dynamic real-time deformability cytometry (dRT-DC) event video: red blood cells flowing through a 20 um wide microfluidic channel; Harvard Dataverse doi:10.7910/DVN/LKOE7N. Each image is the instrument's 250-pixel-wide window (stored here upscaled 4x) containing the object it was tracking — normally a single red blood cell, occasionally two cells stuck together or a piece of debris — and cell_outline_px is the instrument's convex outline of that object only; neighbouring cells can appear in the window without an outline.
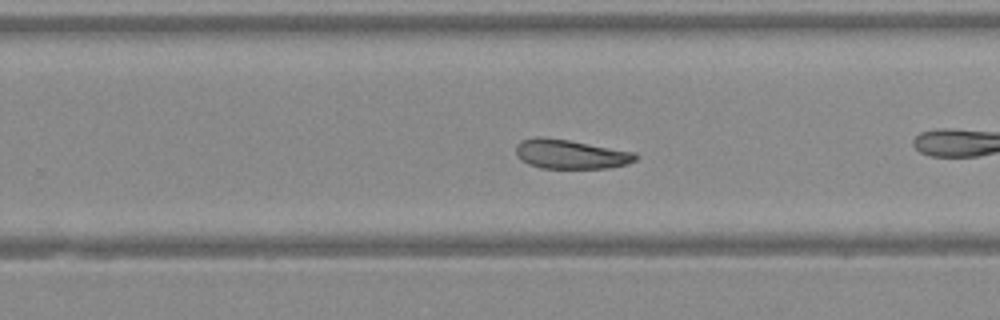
{"species": "Egyptian fruit bat (a non-hibernating species)", "species_latin": "Rousettus aegyptiacus", "temperature_condition": "warm", "stored_images_in_passage": 28, "camera_frame_rate_fps": 3000, "um_per_image_px": 0.085, "animal": {"sex": "female"}, "frame": {"image": 1, "passage_image": 13, "time_ms": 4.0, "image_size_px": [1000, 320], "cell_outline_px": [[640, 156], [636, 160], [628, 164], [612, 168], [540, 168], [528, 164], [520, 160], [516, 152], [516, 144], [520, 140], [536, 136], [544, 136], [568, 140], [636, 152]], "centroid_in_image_um": [48.51, 13.1], "position_along_channel_um": 281.3, "area_um2": 20.75}}